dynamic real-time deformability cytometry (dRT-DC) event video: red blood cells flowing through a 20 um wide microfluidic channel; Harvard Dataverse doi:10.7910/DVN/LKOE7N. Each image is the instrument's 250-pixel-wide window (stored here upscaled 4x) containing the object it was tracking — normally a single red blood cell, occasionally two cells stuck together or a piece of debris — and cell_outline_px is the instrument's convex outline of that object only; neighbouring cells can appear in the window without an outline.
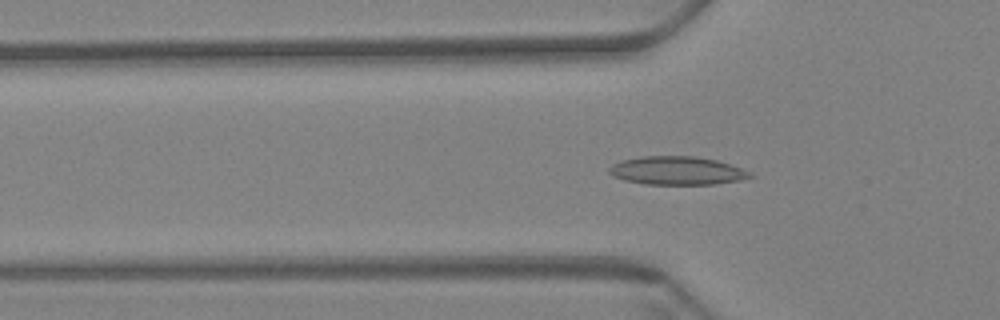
{"species": "Egyptian fruit bat (a non-hibernating species)", "species_latin": "Rousettus aegyptiacus", "temperature_condition": "warm", "stored_images_in_passage": 46, "camera_frame_rate_fps": 3000, "um_per_image_px": 0.085, "animal": {"sex": "female"}, "frame": {"image": 1, "passage_image": 6, "time_ms": 1.667, "image_size_px": [1000, 320], "cell_outline_px": [[756, 176], [740, 180], [716, 184], [644, 184], [624, 180], [612, 176], [608, 172], [608, 168], [612, 164], [620, 160], [640, 156], [696, 156], [716, 160], [740, 168]], "centroid_in_image_um": [57.49, 14.5], "position_along_channel_um": 68.3, "area_um2": 23.35}}
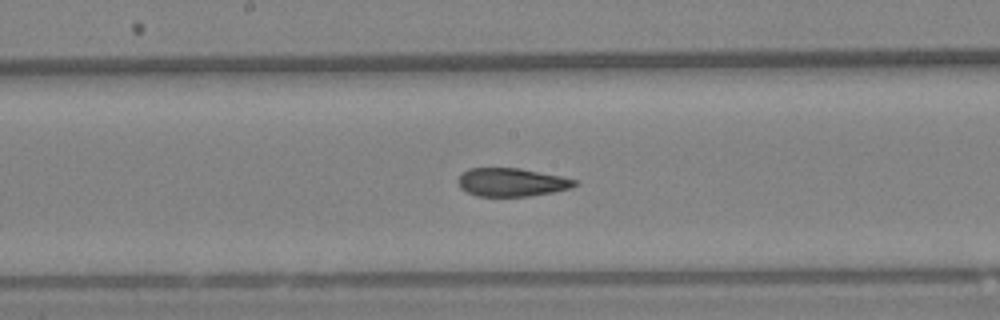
{"frame": {"image": 2, "passage_image": 18, "time_ms": 5.667, "image_size_px": [1000, 320], "cell_outline_px": [[580, 184], [572, 188], [552, 192], [528, 196], [476, 196], [460, 188], [456, 180], [468, 168], [520, 168], [560, 176], [576, 180]], "centroid_in_image_um": [43.49, 15.49], "position_along_channel_um": 204.7, "area_um2": 19.25}}
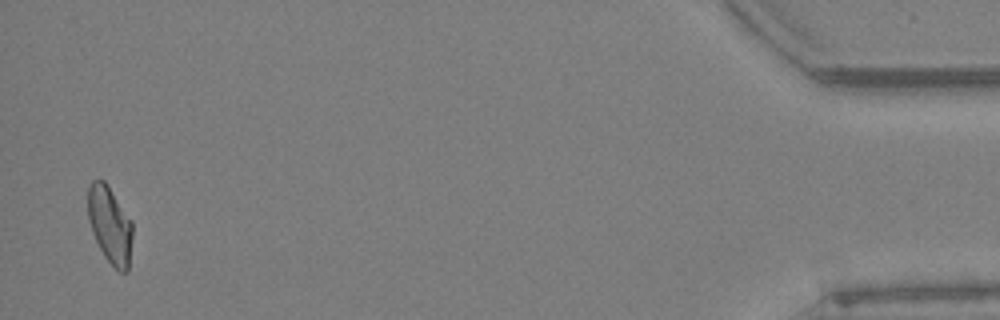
{"frame": {"image": 3, "passage_image": 45, "time_ms": 14.667, "image_size_px": [1000, 320], "cell_outline_px": [[132, 236], [128, 272], [120, 272], [104, 256], [92, 232], [88, 220], [88, 184], [92, 180], [104, 180], [132, 220]], "centroid_in_image_um": [9.34, 19.1], "position_along_channel_um": 425.9, "area_um2": 19.94}, "authors_computed_cell_mechanics": {"area_um2": 20.1144, "velocity_mm_per_s": 3.4309, "shape_relaxation_time_tau1_ms": 9.3753, "shape_relaxation_time_tau2_ms": 2.2058, "deformation_change_tau1": 0.2132, "deformation_change_tau2": 0.0816}}